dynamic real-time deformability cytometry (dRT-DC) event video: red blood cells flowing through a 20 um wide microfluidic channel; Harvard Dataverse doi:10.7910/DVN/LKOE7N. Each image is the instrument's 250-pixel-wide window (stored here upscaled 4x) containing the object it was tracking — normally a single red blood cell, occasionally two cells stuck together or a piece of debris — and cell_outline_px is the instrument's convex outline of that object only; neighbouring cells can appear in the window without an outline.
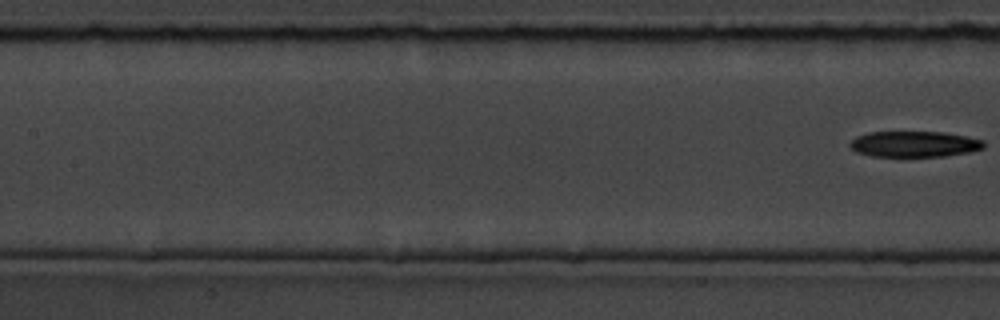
{"species": "common noctule bat (a hibernating species)", "species_latin": "Nyctalus noctula", "temperature_condition": "room temperature", "stored_images_in_passage": 7, "segment_of_instrument_passage": [2, 2], "camera_frame_rate_fps": 3000, "um_per_image_px": 0.085, "animal": {"sex": "male", "body_mass_g": 19.5, "forearm_length_mm": 54.6}, "frame": {"image": 1, "passage_image": 7, "time_ms": 8.667, "image_size_px": [1000, 320], "cell_outline_px": [[984, 148], [968, 152], [944, 156], [872, 156], [856, 152], [848, 144], [856, 136], [868, 132], [940, 132], [964, 136], [984, 140]], "centroid_in_image_um": [77.69, 12.24], "position_along_channel_um": 129.7, "area_um2": 20.0}}